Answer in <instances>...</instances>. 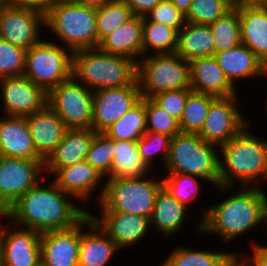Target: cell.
<instances>
[{
  "mask_svg": "<svg viewBox=\"0 0 267 266\" xmlns=\"http://www.w3.org/2000/svg\"><path fill=\"white\" fill-rule=\"evenodd\" d=\"M234 7H267V0H233Z\"/></svg>",
  "mask_w": 267,
  "mask_h": 266,
  "instance_id": "c3c4849f",
  "label": "cell"
},
{
  "mask_svg": "<svg viewBox=\"0 0 267 266\" xmlns=\"http://www.w3.org/2000/svg\"><path fill=\"white\" fill-rule=\"evenodd\" d=\"M47 105L68 129L92 128L93 91L73 77L47 93Z\"/></svg>",
  "mask_w": 267,
  "mask_h": 266,
  "instance_id": "30bf717a",
  "label": "cell"
},
{
  "mask_svg": "<svg viewBox=\"0 0 267 266\" xmlns=\"http://www.w3.org/2000/svg\"><path fill=\"white\" fill-rule=\"evenodd\" d=\"M213 33L215 54L241 44L240 19L237 7L209 25Z\"/></svg>",
  "mask_w": 267,
  "mask_h": 266,
  "instance_id": "836d02e7",
  "label": "cell"
},
{
  "mask_svg": "<svg viewBox=\"0 0 267 266\" xmlns=\"http://www.w3.org/2000/svg\"><path fill=\"white\" fill-rule=\"evenodd\" d=\"M216 188L225 194L230 191L231 194L220 203L201 210L195 234H216L220 237V243L228 247L234 240L263 224L267 193L265 187L240 186L237 189L235 186L219 185Z\"/></svg>",
  "mask_w": 267,
  "mask_h": 266,
  "instance_id": "6da1fadb",
  "label": "cell"
},
{
  "mask_svg": "<svg viewBox=\"0 0 267 266\" xmlns=\"http://www.w3.org/2000/svg\"><path fill=\"white\" fill-rule=\"evenodd\" d=\"M188 213V208L178 202L171 193L162 186L157 192L154 210L149 219L151 233L155 232L159 235L161 234V236L163 235L167 239L168 237L172 238L183 229Z\"/></svg>",
  "mask_w": 267,
  "mask_h": 266,
  "instance_id": "484cf974",
  "label": "cell"
},
{
  "mask_svg": "<svg viewBox=\"0 0 267 266\" xmlns=\"http://www.w3.org/2000/svg\"><path fill=\"white\" fill-rule=\"evenodd\" d=\"M172 137L168 136L164 133H157V132H145V134L137 141L138 150L142 160L147 164V166L153 170L155 173L154 167V160L155 156L159 154L161 157L160 166L164 168L166 160L168 158L170 143ZM153 168V169H152Z\"/></svg>",
  "mask_w": 267,
  "mask_h": 266,
  "instance_id": "f35d334b",
  "label": "cell"
},
{
  "mask_svg": "<svg viewBox=\"0 0 267 266\" xmlns=\"http://www.w3.org/2000/svg\"><path fill=\"white\" fill-rule=\"evenodd\" d=\"M145 132V97H142L133 108L103 133L113 140L137 142Z\"/></svg>",
  "mask_w": 267,
  "mask_h": 266,
  "instance_id": "d6a6232c",
  "label": "cell"
},
{
  "mask_svg": "<svg viewBox=\"0 0 267 266\" xmlns=\"http://www.w3.org/2000/svg\"><path fill=\"white\" fill-rule=\"evenodd\" d=\"M142 96L139 86L116 87L93 92L92 129L105 132L133 108Z\"/></svg>",
  "mask_w": 267,
  "mask_h": 266,
  "instance_id": "9a60e30c",
  "label": "cell"
},
{
  "mask_svg": "<svg viewBox=\"0 0 267 266\" xmlns=\"http://www.w3.org/2000/svg\"><path fill=\"white\" fill-rule=\"evenodd\" d=\"M45 28L72 52L98 48L96 9L75 2L54 4L45 14Z\"/></svg>",
  "mask_w": 267,
  "mask_h": 266,
  "instance_id": "8992f818",
  "label": "cell"
},
{
  "mask_svg": "<svg viewBox=\"0 0 267 266\" xmlns=\"http://www.w3.org/2000/svg\"><path fill=\"white\" fill-rule=\"evenodd\" d=\"M178 31L168 25L149 21L143 16L142 56L173 54L177 48Z\"/></svg>",
  "mask_w": 267,
  "mask_h": 266,
  "instance_id": "1f68e13d",
  "label": "cell"
},
{
  "mask_svg": "<svg viewBox=\"0 0 267 266\" xmlns=\"http://www.w3.org/2000/svg\"><path fill=\"white\" fill-rule=\"evenodd\" d=\"M192 89H179L160 92L152 99L169 115L180 121L186 105L188 95Z\"/></svg>",
  "mask_w": 267,
  "mask_h": 266,
  "instance_id": "ee69618b",
  "label": "cell"
},
{
  "mask_svg": "<svg viewBox=\"0 0 267 266\" xmlns=\"http://www.w3.org/2000/svg\"><path fill=\"white\" fill-rule=\"evenodd\" d=\"M41 262L46 266H78L80 223L65 229L41 233Z\"/></svg>",
  "mask_w": 267,
  "mask_h": 266,
  "instance_id": "d6986e66",
  "label": "cell"
},
{
  "mask_svg": "<svg viewBox=\"0 0 267 266\" xmlns=\"http://www.w3.org/2000/svg\"><path fill=\"white\" fill-rule=\"evenodd\" d=\"M111 174L107 179H132L153 174L142 160L137 142L114 140Z\"/></svg>",
  "mask_w": 267,
  "mask_h": 266,
  "instance_id": "4dcf8cb0",
  "label": "cell"
},
{
  "mask_svg": "<svg viewBox=\"0 0 267 266\" xmlns=\"http://www.w3.org/2000/svg\"><path fill=\"white\" fill-rule=\"evenodd\" d=\"M42 26L45 27V15L40 11L0 0L1 39L28 50L42 41Z\"/></svg>",
  "mask_w": 267,
  "mask_h": 266,
  "instance_id": "7c38bea8",
  "label": "cell"
},
{
  "mask_svg": "<svg viewBox=\"0 0 267 266\" xmlns=\"http://www.w3.org/2000/svg\"><path fill=\"white\" fill-rule=\"evenodd\" d=\"M113 148V139H110L104 133H96L86 155L85 160L105 179H107L111 174L114 155Z\"/></svg>",
  "mask_w": 267,
  "mask_h": 266,
  "instance_id": "ab89813d",
  "label": "cell"
},
{
  "mask_svg": "<svg viewBox=\"0 0 267 266\" xmlns=\"http://www.w3.org/2000/svg\"><path fill=\"white\" fill-rule=\"evenodd\" d=\"M250 125L219 146V185L264 187L267 182V139L252 134Z\"/></svg>",
  "mask_w": 267,
  "mask_h": 266,
  "instance_id": "3957f363",
  "label": "cell"
},
{
  "mask_svg": "<svg viewBox=\"0 0 267 266\" xmlns=\"http://www.w3.org/2000/svg\"><path fill=\"white\" fill-rule=\"evenodd\" d=\"M166 173L197 176L215 188L219 186V147L205 142L198 134L180 132L170 143Z\"/></svg>",
  "mask_w": 267,
  "mask_h": 266,
  "instance_id": "5b68a950",
  "label": "cell"
},
{
  "mask_svg": "<svg viewBox=\"0 0 267 266\" xmlns=\"http://www.w3.org/2000/svg\"><path fill=\"white\" fill-rule=\"evenodd\" d=\"M263 225H265V228H267V204H266V208H265V212H264ZM266 231H267V229H266ZM252 242H253V244L251 246L252 248L256 247V248L267 253V246L260 245V244L256 243V241H252Z\"/></svg>",
  "mask_w": 267,
  "mask_h": 266,
  "instance_id": "816d5d0a",
  "label": "cell"
},
{
  "mask_svg": "<svg viewBox=\"0 0 267 266\" xmlns=\"http://www.w3.org/2000/svg\"><path fill=\"white\" fill-rule=\"evenodd\" d=\"M144 16L149 21L168 25L177 31L187 23L185 15L173 5L171 0H161Z\"/></svg>",
  "mask_w": 267,
  "mask_h": 266,
  "instance_id": "7bdbcfd3",
  "label": "cell"
},
{
  "mask_svg": "<svg viewBox=\"0 0 267 266\" xmlns=\"http://www.w3.org/2000/svg\"><path fill=\"white\" fill-rule=\"evenodd\" d=\"M26 52V49L0 38V79L23 75Z\"/></svg>",
  "mask_w": 267,
  "mask_h": 266,
  "instance_id": "b9f144b4",
  "label": "cell"
},
{
  "mask_svg": "<svg viewBox=\"0 0 267 266\" xmlns=\"http://www.w3.org/2000/svg\"><path fill=\"white\" fill-rule=\"evenodd\" d=\"M72 56L62 44L43 39L27 50L23 75L48 93L72 77Z\"/></svg>",
  "mask_w": 267,
  "mask_h": 266,
  "instance_id": "9c48e42d",
  "label": "cell"
},
{
  "mask_svg": "<svg viewBox=\"0 0 267 266\" xmlns=\"http://www.w3.org/2000/svg\"><path fill=\"white\" fill-rule=\"evenodd\" d=\"M189 64L192 91L216 98L239 95L237 88L226 78L214 56L197 58Z\"/></svg>",
  "mask_w": 267,
  "mask_h": 266,
  "instance_id": "7402d4cb",
  "label": "cell"
},
{
  "mask_svg": "<svg viewBox=\"0 0 267 266\" xmlns=\"http://www.w3.org/2000/svg\"><path fill=\"white\" fill-rule=\"evenodd\" d=\"M72 77L90 90L138 86L137 62L129 57L102 52L99 48L73 52Z\"/></svg>",
  "mask_w": 267,
  "mask_h": 266,
  "instance_id": "277c9868",
  "label": "cell"
},
{
  "mask_svg": "<svg viewBox=\"0 0 267 266\" xmlns=\"http://www.w3.org/2000/svg\"><path fill=\"white\" fill-rule=\"evenodd\" d=\"M193 0H171L173 5L184 15L187 14Z\"/></svg>",
  "mask_w": 267,
  "mask_h": 266,
  "instance_id": "f907efd6",
  "label": "cell"
},
{
  "mask_svg": "<svg viewBox=\"0 0 267 266\" xmlns=\"http://www.w3.org/2000/svg\"><path fill=\"white\" fill-rule=\"evenodd\" d=\"M137 82L142 97L169 90L191 89L190 64L178 54H151L137 62Z\"/></svg>",
  "mask_w": 267,
  "mask_h": 266,
  "instance_id": "ba28073f",
  "label": "cell"
},
{
  "mask_svg": "<svg viewBox=\"0 0 267 266\" xmlns=\"http://www.w3.org/2000/svg\"><path fill=\"white\" fill-rule=\"evenodd\" d=\"M146 132L164 133L174 137L180 133L179 121L169 115L152 98H145Z\"/></svg>",
  "mask_w": 267,
  "mask_h": 266,
  "instance_id": "60d3db41",
  "label": "cell"
},
{
  "mask_svg": "<svg viewBox=\"0 0 267 266\" xmlns=\"http://www.w3.org/2000/svg\"><path fill=\"white\" fill-rule=\"evenodd\" d=\"M0 99L3 116L26 117L47 105V93L24 75L1 78Z\"/></svg>",
  "mask_w": 267,
  "mask_h": 266,
  "instance_id": "5bb4252c",
  "label": "cell"
},
{
  "mask_svg": "<svg viewBox=\"0 0 267 266\" xmlns=\"http://www.w3.org/2000/svg\"><path fill=\"white\" fill-rule=\"evenodd\" d=\"M75 0H55V4L57 3H67V2H74Z\"/></svg>",
  "mask_w": 267,
  "mask_h": 266,
  "instance_id": "11a10c76",
  "label": "cell"
},
{
  "mask_svg": "<svg viewBox=\"0 0 267 266\" xmlns=\"http://www.w3.org/2000/svg\"><path fill=\"white\" fill-rule=\"evenodd\" d=\"M216 97L192 91L186 100L183 115L179 121L180 131L198 134L206 119L209 107Z\"/></svg>",
  "mask_w": 267,
  "mask_h": 266,
  "instance_id": "d590c367",
  "label": "cell"
},
{
  "mask_svg": "<svg viewBox=\"0 0 267 266\" xmlns=\"http://www.w3.org/2000/svg\"><path fill=\"white\" fill-rule=\"evenodd\" d=\"M219 249L197 250L190 246L178 245L158 266H228L236 258V252H223L226 249Z\"/></svg>",
  "mask_w": 267,
  "mask_h": 266,
  "instance_id": "f546056e",
  "label": "cell"
},
{
  "mask_svg": "<svg viewBox=\"0 0 267 266\" xmlns=\"http://www.w3.org/2000/svg\"><path fill=\"white\" fill-rule=\"evenodd\" d=\"M238 95L216 98L210 105L198 135L205 141L221 146L236 137L250 121L241 113ZM249 121V122H248Z\"/></svg>",
  "mask_w": 267,
  "mask_h": 266,
  "instance_id": "4fadbf2b",
  "label": "cell"
},
{
  "mask_svg": "<svg viewBox=\"0 0 267 266\" xmlns=\"http://www.w3.org/2000/svg\"><path fill=\"white\" fill-rule=\"evenodd\" d=\"M0 156L42 160L34 147L25 117H0Z\"/></svg>",
  "mask_w": 267,
  "mask_h": 266,
  "instance_id": "cb8c5ba5",
  "label": "cell"
},
{
  "mask_svg": "<svg viewBox=\"0 0 267 266\" xmlns=\"http://www.w3.org/2000/svg\"><path fill=\"white\" fill-rule=\"evenodd\" d=\"M111 0H75L77 4H82L91 8L98 9L100 6H104Z\"/></svg>",
  "mask_w": 267,
  "mask_h": 266,
  "instance_id": "681fc988",
  "label": "cell"
},
{
  "mask_svg": "<svg viewBox=\"0 0 267 266\" xmlns=\"http://www.w3.org/2000/svg\"><path fill=\"white\" fill-rule=\"evenodd\" d=\"M155 177L105 180L99 210L137 214L150 219L157 192L163 186L162 177Z\"/></svg>",
  "mask_w": 267,
  "mask_h": 266,
  "instance_id": "52a82bcc",
  "label": "cell"
},
{
  "mask_svg": "<svg viewBox=\"0 0 267 266\" xmlns=\"http://www.w3.org/2000/svg\"><path fill=\"white\" fill-rule=\"evenodd\" d=\"M96 132L92 129H68L54 152L44 162L48 176L57 168L78 164L86 159Z\"/></svg>",
  "mask_w": 267,
  "mask_h": 266,
  "instance_id": "d4e9b609",
  "label": "cell"
},
{
  "mask_svg": "<svg viewBox=\"0 0 267 266\" xmlns=\"http://www.w3.org/2000/svg\"><path fill=\"white\" fill-rule=\"evenodd\" d=\"M41 182L44 181L13 203L3 214V219L43 233L72 228L89 214V210L77 205V200L64 193L53 181L43 186Z\"/></svg>",
  "mask_w": 267,
  "mask_h": 266,
  "instance_id": "7a4b0ae2",
  "label": "cell"
},
{
  "mask_svg": "<svg viewBox=\"0 0 267 266\" xmlns=\"http://www.w3.org/2000/svg\"><path fill=\"white\" fill-rule=\"evenodd\" d=\"M44 174L43 160L0 156V214L41 180L47 183Z\"/></svg>",
  "mask_w": 267,
  "mask_h": 266,
  "instance_id": "8fae6325",
  "label": "cell"
},
{
  "mask_svg": "<svg viewBox=\"0 0 267 266\" xmlns=\"http://www.w3.org/2000/svg\"><path fill=\"white\" fill-rule=\"evenodd\" d=\"M251 255L245 256L242 251H236V259L242 264V266H267V253L253 247Z\"/></svg>",
  "mask_w": 267,
  "mask_h": 266,
  "instance_id": "f6af8a7d",
  "label": "cell"
},
{
  "mask_svg": "<svg viewBox=\"0 0 267 266\" xmlns=\"http://www.w3.org/2000/svg\"><path fill=\"white\" fill-rule=\"evenodd\" d=\"M51 175H53L52 181L64 193L71 195L81 204L82 202L88 203L87 201L92 199L91 195L95 193L94 190L97 188L101 187L98 196H96V202L99 203L103 196L105 178L86 160L68 167L57 168L49 176Z\"/></svg>",
  "mask_w": 267,
  "mask_h": 266,
  "instance_id": "ac0fdd59",
  "label": "cell"
},
{
  "mask_svg": "<svg viewBox=\"0 0 267 266\" xmlns=\"http://www.w3.org/2000/svg\"><path fill=\"white\" fill-rule=\"evenodd\" d=\"M9 224L0 223L3 266H37L41 262V233Z\"/></svg>",
  "mask_w": 267,
  "mask_h": 266,
  "instance_id": "2e32d148",
  "label": "cell"
},
{
  "mask_svg": "<svg viewBox=\"0 0 267 266\" xmlns=\"http://www.w3.org/2000/svg\"><path fill=\"white\" fill-rule=\"evenodd\" d=\"M25 118L36 152L45 162L60 144L68 128L48 105Z\"/></svg>",
  "mask_w": 267,
  "mask_h": 266,
  "instance_id": "44dd1931",
  "label": "cell"
},
{
  "mask_svg": "<svg viewBox=\"0 0 267 266\" xmlns=\"http://www.w3.org/2000/svg\"><path fill=\"white\" fill-rule=\"evenodd\" d=\"M13 6L38 10L45 14L54 4L55 0H7Z\"/></svg>",
  "mask_w": 267,
  "mask_h": 266,
  "instance_id": "bcb514c9",
  "label": "cell"
},
{
  "mask_svg": "<svg viewBox=\"0 0 267 266\" xmlns=\"http://www.w3.org/2000/svg\"><path fill=\"white\" fill-rule=\"evenodd\" d=\"M233 7V0H193L185 15L186 22L211 25Z\"/></svg>",
  "mask_w": 267,
  "mask_h": 266,
  "instance_id": "8d00e7d4",
  "label": "cell"
},
{
  "mask_svg": "<svg viewBox=\"0 0 267 266\" xmlns=\"http://www.w3.org/2000/svg\"><path fill=\"white\" fill-rule=\"evenodd\" d=\"M162 177L163 186L171 193V195L181 204L190 208V202L196 199V196L201 190L200 177L180 174V173H164ZM199 182V183H198Z\"/></svg>",
  "mask_w": 267,
  "mask_h": 266,
  "instance_id": "74e56055",
  "label": "cell"
},
{
  "mask_svg": "<svg viewBox=\"0 0 267 266\" xmlns=\"http://www.w3.org/2000/svg\"><path fill=\"white\" fill-rule=\"evenodd\" d=\"M143 16L134 15L99 44L102 52L126 56L136 62L142 57ZM139 57V58H138Z\"/></svg>",
  "mask_w": 267,
  "mask_h": 266,
  "instance_id": "4316f807",
  "label": "cell"
},
{
  "mask_svg": "<svg viewBox=\"0 0 267 266\" xmlns=\"http://www.w3.org/2000/svg\"><path fill=\"white\" fill-rule=\"evenodd\" d=\"M175 53L189 62L197 58L214 56L213 33L210 26L187 22L178 31Z\"/></svg>",
  "mask_w": 267,
  "mask_h": 266,
  "instance_id": "f1b7e54d",
  "label": "cell"
},
{
  "mask_svg": "<svg viewBox=\"0 0 267 266\" xmlns=\"http://www.w3.org/2000/svg\"><path fill=\"white\" fill-rule=\"evenodd\" d=\"M241 42L267 67V7H237Z\"/></svg>",
  "mask_w": 267,
  "mask_h": 266,
  "instance_id": "83f0119b",
  "label": "cell"
},
{
  "mask_svg": "<svg viewBox=\"0 0 267 266\" xmlns=\"http://www.w3.org/2000/svg\"><path fill=\"white\" fill-rule=\"evenodd\" d=\"M218 65L222 68L229 82L235 85L245 79L267 77V67L254 54V52L244 44L216 53L214 55Z\"/></svg>",
  "mask_w": 267,
  "mask_h": 266,
  "instance_id": "603a6c76",
  "label": "cell"
},
{
  "mask_svg": "<svg viewBox=\"0 0 267 266\" xmlns=\"http://www.w3.org/2000/svg\"><path fill=\"white\" fill-rule=\"evenodd\" d=\"M134 16L131 8L123 0H111L96 9L98 47L100 42L118 27Z\"/></svg>",
  "mask_w": 267,
  "mask_h": 266,
  "instance_id": "e575fe53",
  "label": "cell"
},
{
  "mask_svg": "<svg viewBox=\"0 0 267 266\" xmlns=\"http://www.w3.org/2000/svg\"><path fill=\"white\" fill-rule=\"evenodd\" d=\"M228 266H242V264L235 258Z\"/></svg>",
  "mask_w": 267,
  "mask_h": 266,
  "instance_id": "db71d44e",
  "label": "cell"
},
{
  "mask_svg": "<svg viewBox=\"0 0 267 266\" xmlns=\"http://www.w3.org/2000/svg\"><path fill=\"white\" fill-rule=\"evenodd\" d=\"M99 213L100 215L96 216L89 212L91 218L121 250L135 247L150 233V221L141 215L117 211Z\"/></svg>",
  "mask_w": 267,
  "mask_h": 266,
  "instance_id": "e0dca14e",
  "label": "cell"
},
{
  "mask_svg": "<svg viewBox=\"0 0 267 266\" xmlns=\"http://www.w3.org/2000/svg\"><path fill=\"white\" fill-rule=\"evenodd\" d=\"M0 218H3V214H0ZM0 266H3L2 244H1V234H0Z\"/></svg>",
  "mask_w": 267,
  "mask_h": 266,
  "instance_id": "f5cc1de1",
  "label": "cell"
},
{
  "mask_svg": "<svg viewBox=\"0 0 267 266\" xmlns=\"http://www.w3.org/2000/svg\"><path fill=\"white\" fill-rule=\"evenodd\" d=\"M37 266H46L42 262H40Z\"/></svg>",
  "mask_w": 267,
  "mask_h": 266,
  "instance_id": "9f6ffc18",
  "label": "cell"
},
{
  "mask_svg": "<svg viewBox=\"0 0 267 266\" xmlns=\"http://www.w3.org/2000/svg\"><path fill=\"white\" fill-rule=\"evenodd\" d=\"M132 10L134 15L144 16L161 0H123Z\"/></svg>",
  "mask_w": 267,
  "mask_h": 266,
  "instance_id": "7dc6e473",
  "label": "cell"
},
{
  "mask_svg": "<svg viewBox=\"0 0 267 266\" xmlns=\"http://www.w3.org/2000/svg\"><path fill=\"white\" fill-rule=\"evenodd\" d=\"M82 227H88V231ZM120 250L90 214L80 222L78 266H107Z\"/></svg>",
  "mask_w": 267,
  "mask_h": 266,
  "instance_id": "ffe728a7",
  "label": "cell"
}]
</instances>
